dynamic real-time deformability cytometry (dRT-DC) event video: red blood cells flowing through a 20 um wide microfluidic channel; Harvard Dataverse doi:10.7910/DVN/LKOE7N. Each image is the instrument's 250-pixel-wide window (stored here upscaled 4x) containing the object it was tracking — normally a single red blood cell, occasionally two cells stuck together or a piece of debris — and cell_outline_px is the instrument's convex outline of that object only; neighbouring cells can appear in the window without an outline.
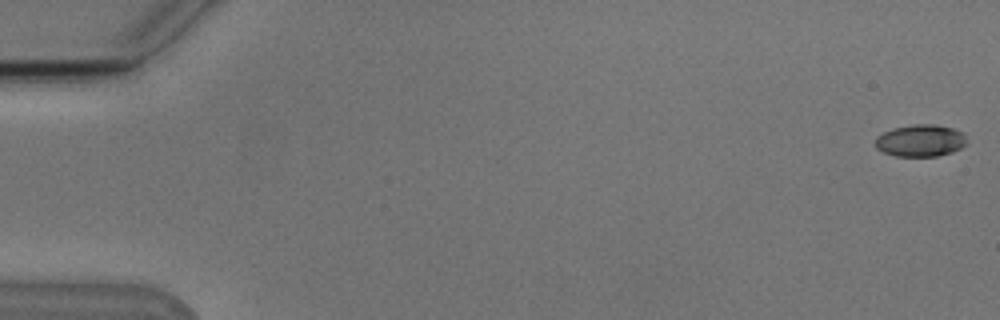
{"species": "Egyptian fruit bat (a non-hibernating species)", "species_latin": "Rousettus aegyptiacus", "temperature_condition": "cold", "stored_images_in_passage": 12, "camera_frame_rate_fps": 3000, "um_per_image_px": 0.085, "animal": {"sex": "male"}, "frame": {"image": 1, "passage_image": 1, "time_ms": 0.0, "image_size_px": [1000, 320], "cell_outline_px": [[964, 144], [960, 148], [952, 152], [936, 156], [896, 156], [884, 152], [876, 148], [876, 136], [892, 128], [912, 124], [936, 124], [952, 128], [964, 132]], "centroid_in_image_um": [78.22, 11.94], "position_along_channel_um": 6.8, "area_um2": 16.99}}